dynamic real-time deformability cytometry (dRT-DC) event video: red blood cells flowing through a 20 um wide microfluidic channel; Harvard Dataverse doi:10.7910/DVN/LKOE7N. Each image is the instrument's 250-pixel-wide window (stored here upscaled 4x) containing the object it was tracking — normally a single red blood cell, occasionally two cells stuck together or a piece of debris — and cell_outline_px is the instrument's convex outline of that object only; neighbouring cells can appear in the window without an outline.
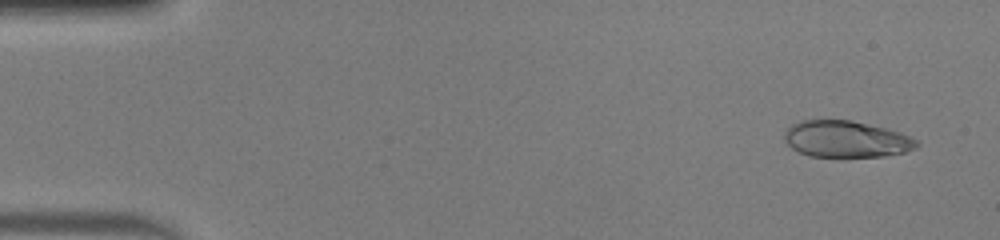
{"species": "human", "species_latin": "Homo sapiens", "temperature_condition": "warm", "stored_images_in_passage": 48, "camera_frame_rate_fps": 3000, "um_per_image_px": 0.085, "donor": {"sex": "male"}, "frame": {"image": 1, "passage_image": 3, "time_ms": 0.667, "image_size_px": [1000, 240], "cell_outline_px": [[920, 144], [916, 148], [904, 152], [884, 156], [808, 156], [792, 148], [784, 140], [784, 132], [792, 124], [800, 120], [852, 120], [900, 132], [916, 140]], "centroid_in_image_um": [71.9, 11.82], "position_along_channel_um": 13.1, "area_um2": 27.98}}
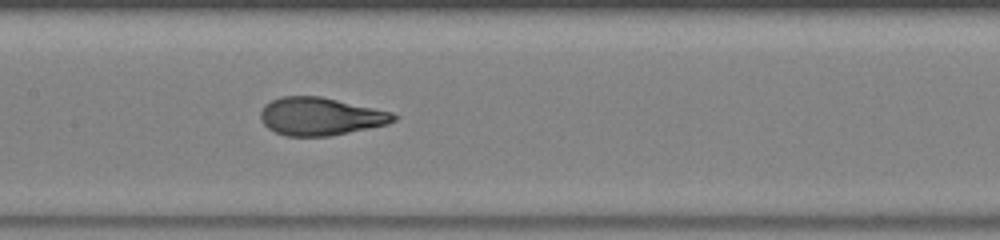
{"frame": {"image": 2, "passage_image": 24, "time_ms": 7.667, "image_size_px": [1000, 240], "cell_outline_px": [[400, 116], [396, 120], [388, 124], [328, 136], [284, 136], [268, 128], [260, 120], [260, 112], [264, 104], [280, 96], [320, 96], [392, 112]], "centroid_in_image_um": [27.22, 9.89], "position_along_channel_um": 180.2, "area_um2": 29.36}}
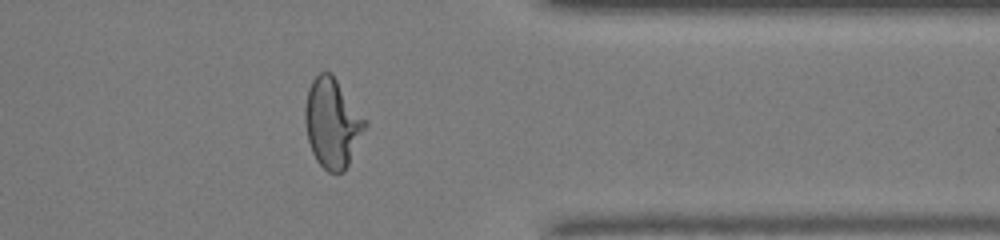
{"frame": {"image": 3, "passage_image": 39, "time_ms": 12.667, "image_size_px": [1000, 240], "cell_outline_px": [[368, 124], [344, 172], [328, 172], [316, 160], [312, 152], [308, 140], [304, 124], [304, 108], [308, 88], [312, 80], [320, 72], [332, 72]], "centroid_in_image_um": [28.22, 10.45], "position_along_channel_um": 383.2, "area_um2": 31.1}, "authors_computed_cell_mechanics": {"area_um2": 29.478, "velocity_mm_per_s": 4.2788, "shape_relaxation_time_tau1_ms": 4.7949, "shape_relaxation_time_tau2_ms": null, "deformation_change_tau1": 0.265, "deformation_change_tau2": null}}